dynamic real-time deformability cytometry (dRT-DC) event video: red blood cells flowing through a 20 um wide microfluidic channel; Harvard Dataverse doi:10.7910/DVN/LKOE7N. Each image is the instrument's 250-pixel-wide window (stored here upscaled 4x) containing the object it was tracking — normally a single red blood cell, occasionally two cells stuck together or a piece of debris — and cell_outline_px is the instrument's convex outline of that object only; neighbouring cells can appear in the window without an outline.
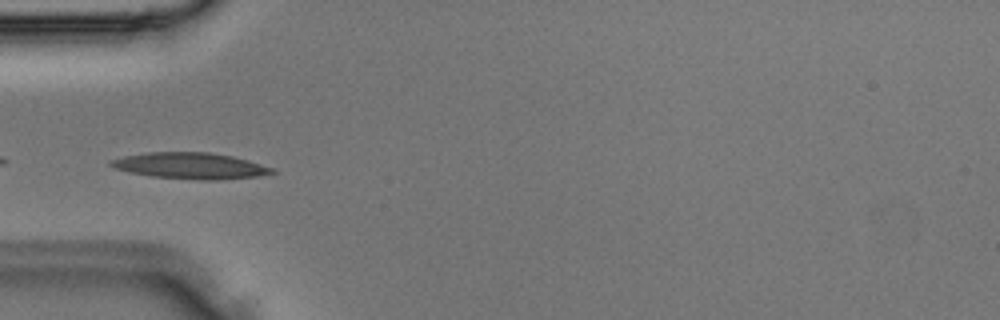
{"species": "Egyptian fruit bat (a non-hibernating species)", "species_latin": "Rousettus aegyptiacus", "temperature_condition": "room temperature", "stored_images_in_passage": 3, "camera_frame_rate_fps": 3000, "um_per_image_px": 0.085, "animal": {"sex": "male"}, "frame": {"image": 1, "passage_image": 3, "time_ms": 0.667, "image_size_px": [1000, 320], "cell_outline_px": [[276, 172], [256, 176], [212, 180], [200, 180], [152, 176], [132, 172], [116, 168], [108, 164], [108, 160], [124, 156], [148, 152], [208, 152], [232, 156], [248, 160], [272, 168]], "centroid_in_image_um": [16.15, 14.08], "position_along_channel_um": 68.9, "area_um2": 24.28}}